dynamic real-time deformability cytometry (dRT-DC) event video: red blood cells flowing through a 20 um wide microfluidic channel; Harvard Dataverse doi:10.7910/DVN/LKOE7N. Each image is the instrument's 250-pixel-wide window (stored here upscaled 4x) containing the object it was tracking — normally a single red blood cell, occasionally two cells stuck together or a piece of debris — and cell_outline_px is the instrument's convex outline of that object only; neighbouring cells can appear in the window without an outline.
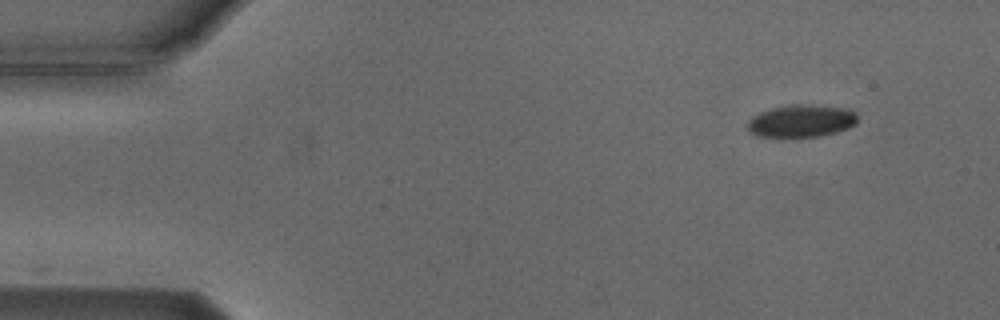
{"species": "Egyptian fruit bat (a non-hibernating species)", "species_latin": "Rousettus aegyptiacus", "temperature_condition": "cold", "stored_images_in_passage": 4, "camera_frame_rate_fps": 3000, "um_per_image_px": 0.085, "animal": {"sex": "male"}, "frame": {"image": 1, "passage_image": 1, "time_ms": 0.0, "image_size_px": [1000, 320], "cell_outline_px": [[856, 124], [848, 128], [836, 132], [820, 136], [756, 136], [748, 128], [748, 120], [752, 116], [760, 112], [772, 108], [792, 104], [812, 104], [844, 108], [856, 112]], "centroid_in_image_um": [68.12, 10.26], "position_along_channel_um": 16.9, "area_um2": 20.63}}
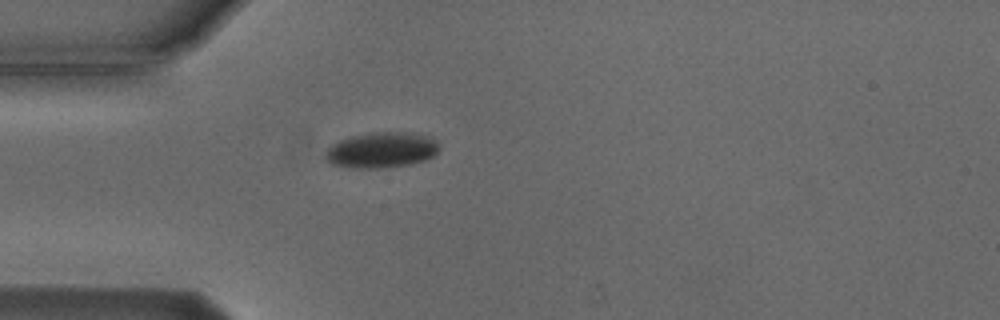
{"frame": {"image": 2, "passage_image": 4, "time_ms": 3.333, "image_size_px": [1000, 320], "cell_outline_px": [[440, 148], [432, 156], [424, 160], [408, 164], [380, 168], [356, 168], [332, 164], [324, 160], [324, 152], [332, 144], [340, 140], [352, 136], [368, 132], [404, 132], [428, 136], [436, 140], [440, 144]], "centroid_in_image_um": [32.4, 12.74], "position_along_channel_um": 52.6, "area_um2": 23.64}}